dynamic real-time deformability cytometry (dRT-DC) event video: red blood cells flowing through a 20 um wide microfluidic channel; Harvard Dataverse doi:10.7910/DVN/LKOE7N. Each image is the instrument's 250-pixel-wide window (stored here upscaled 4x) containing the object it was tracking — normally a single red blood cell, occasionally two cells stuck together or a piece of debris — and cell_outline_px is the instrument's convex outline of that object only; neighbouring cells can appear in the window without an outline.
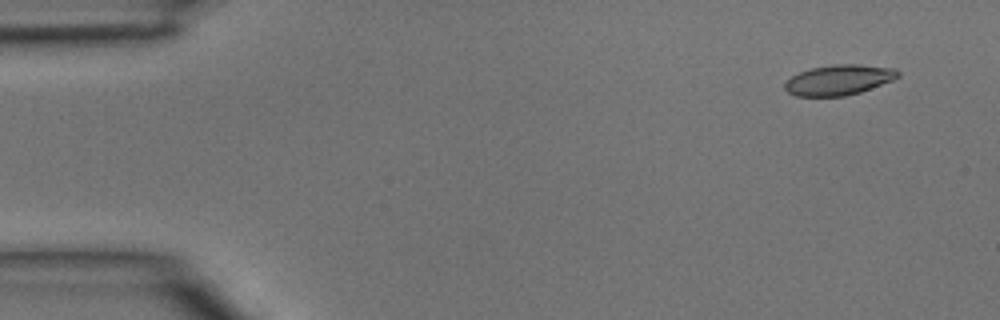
{"species": "common noctule bat (a hibernating species)", "species_latin": "Nyctalus noctula", "temperature_condition": "room temperature", "stored_images_in_passage": 6, "camera_frame_rate_fps": 3000, "um_per_image_px": 0.085, "animal": {"sex": "male", "body_mass_g": 15.6}, "frame": {"image": 1, "passage_image": 1, "time_ms": 0.0, "image_size_px": [1000, 320], "cell_outline_px": [[900, 76], [892, 80], [860, 92], [844, 96], [796, 96], [788, 92], [784, 88], [784, 84], [792, 76], [800, 72], [812, 68], [836, 64], [860, 64], [896, 68], [900, 72]], "centroid_in_image_um": [71.32, 6.79], "position_along_channel_um": 13.7, "area_um2": 19.88}}